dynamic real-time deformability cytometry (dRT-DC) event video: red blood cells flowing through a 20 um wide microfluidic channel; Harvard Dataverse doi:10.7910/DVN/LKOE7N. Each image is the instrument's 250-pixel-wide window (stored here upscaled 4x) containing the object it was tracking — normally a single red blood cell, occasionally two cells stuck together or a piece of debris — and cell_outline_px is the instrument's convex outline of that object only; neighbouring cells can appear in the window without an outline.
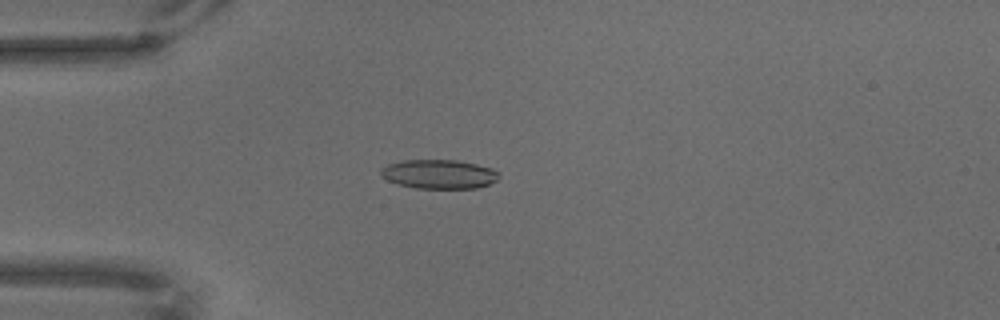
{"species": "common noctule bat (a hibernating species)", "species_latin": "Nyctalus noctula", "temperature_condition": "warm", "stored_images_in_passage": 15, "camera_frame_rate_fps": 3000, "um_per_image_px": 0.085, "animal": {"sex": "male", "body_mass_g": 18.8}, "frame": {"image": 1, "passage_image": 1, "time_ms": 0.0, "image_size_px": [1000, 320], "cell_outline_px": [[500, 176], [496, 180], [488, 184], [476, 188], [416, 188], [396, 184], [380, 176], [380, 168], [388, 164], [404, 160], [456, 160], [476, 164], [492, 168], [500, 172]], "centroid_in_image_um": [37.3, 14.8], "position_along_channel_um": 47.7, "area_um2": 20.11}}
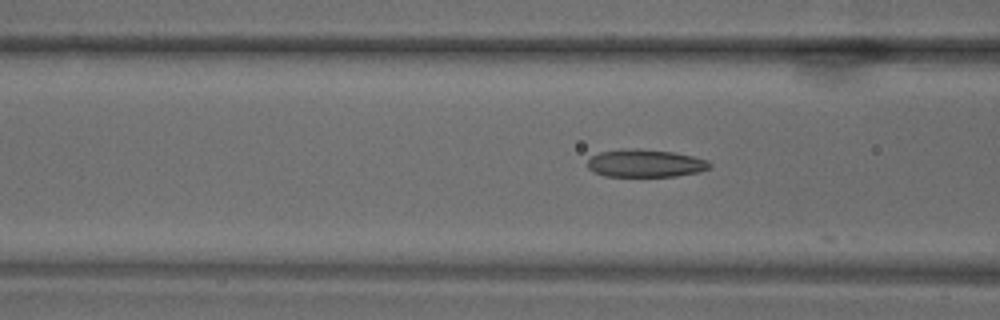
{"frame": {"image": 2, "passage_image": 9, "time_ms": 2.667, "image_size_px": [1000, 320], "cell_outline_px": [[712, 168], [696, 172], [676, 176], [604, 176], [588, 168], [588, 160], [592, 156], [600, 152], [624, 148], [640, 148], [672, 152], [692, 156], [708, 160], [712, 164]], "centroid_in_image_um": [54.87, 13.87], "position_along_channel_um": 111.7, "area_um2": 19.77}}
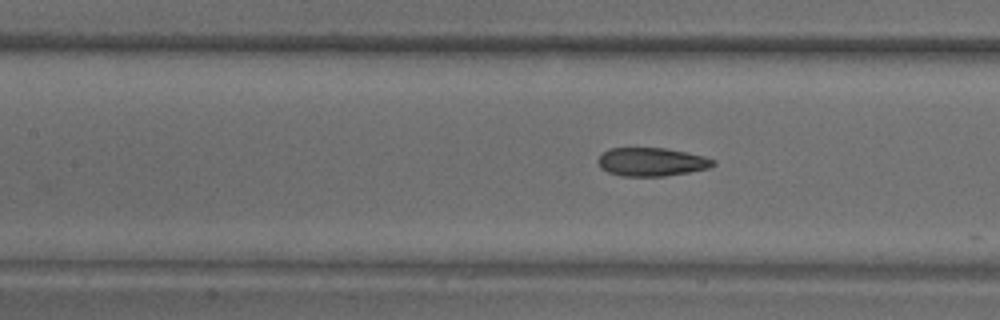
{"frame": {"image": 3, "passage_image": 13, "time_ms": 4.0, "image_size_px": [1000, 320], "cell_outline_px": [[716, 164], [708, 168], [688, 172], [664, 176], [620, 176], [608, 172], [600, 168], [596, 160], [608, 148], [668, 148], [688, 152], [704, 156], [716, 160]], "centroid_in_image_um": [55.38, 13.75], "position_along_channel_um": 152.0, "area_um2": 19.25}}